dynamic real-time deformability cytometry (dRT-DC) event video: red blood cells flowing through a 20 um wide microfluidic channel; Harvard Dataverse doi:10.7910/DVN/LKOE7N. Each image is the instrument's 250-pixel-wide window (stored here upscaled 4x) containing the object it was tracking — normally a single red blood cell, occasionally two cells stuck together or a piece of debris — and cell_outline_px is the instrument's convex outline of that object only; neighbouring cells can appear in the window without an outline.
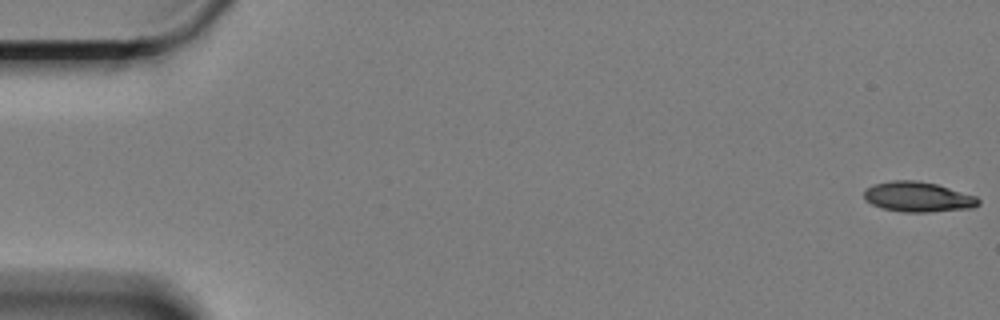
{"species": "Egyptian fruit bat (a non-hibernating species)", "species_latin": "Rousettus aegyptiacus", "temperature_condition": "cold", "stored_images_in_passage": 17, "camera_frame_rate_fps": 3000, "um_per_image_px": 0.085, "animal": {"sex": "female"}, "frame": {"image": 1, "passage_image": 1, "time_ms": 0.0, "image_size_px": [1000, 320], "cell_outline_px": [[980, 204], [972, 208], [928, 212], [904, 212], [884, 208], [872, 204], [864, 200], [864, 188], [872, 184], [892, 180], [916, 180], [936, 184], [976, 196], [980, 200]], "centroid_in_image_um": [78.0, 16.73], "position_along_channel_um": 7.0, "area_um2": 20.11}}
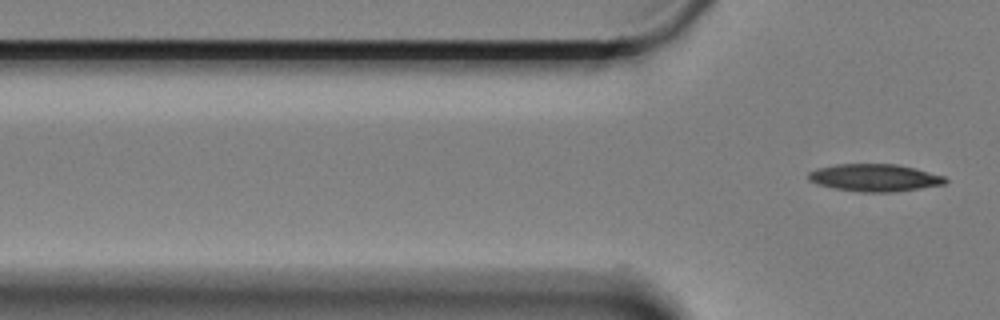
{"frame": {"image": 2, "passage_image": 17, "time_ms": 5.333, "image_size_px": [1000, 320], "cell_outline_px": [[948, 180], [944, 184], [892, 192], [864, 192], [836, 188], [816, 184], [808, 180], [808, 172], [816, 168], [836, 164], [900, 164], [916, 168], [944, 176]], "centroid_in_image_um": [74.32, 15.09], "position_along_channel_um": 51.5, "area_um2": 21.79}}